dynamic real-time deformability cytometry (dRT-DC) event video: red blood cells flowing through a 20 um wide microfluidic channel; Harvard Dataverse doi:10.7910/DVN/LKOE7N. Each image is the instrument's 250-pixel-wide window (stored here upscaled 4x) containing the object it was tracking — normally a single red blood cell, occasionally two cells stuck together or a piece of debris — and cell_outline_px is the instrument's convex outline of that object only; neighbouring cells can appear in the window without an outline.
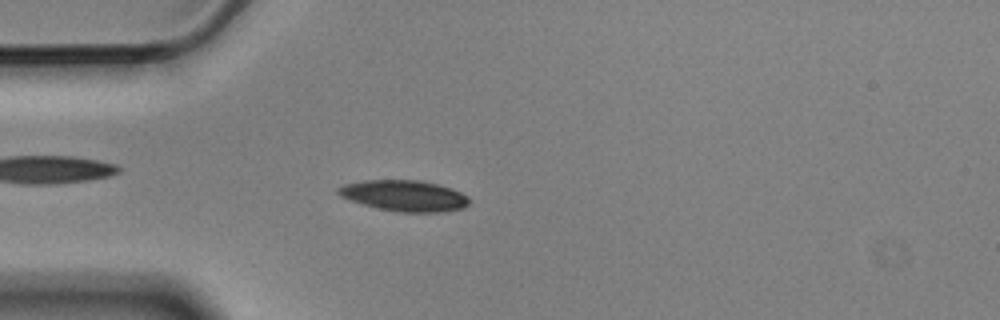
{"species": "Egyptian fruit bat (a non-hibernating species)", "species_latin": "Rousettus aegyptiacus", "temperature_condition": "cold", "stored_images_in_passage": 4, "camera_frame_rate_fps": 3000, "um_per_image_px": 0.085, "animal": {"sex": "male"}, "frame": {"image": 1, "passage_image": 4, "time_ms": 1.0, "image_size_px": [1000, 320], "cell_outline_px": [[472, 200], [464, 208], [440, 212], [400, 212], [380, 208], [364, 204], [340, 196], [336, 192], [336, 188], [344, 184], [364, 180], [420, 180], [452, 188], [468, 196]], "centroid_in_image_um": [34.39, 16.63], "position_along_channel_um": 50.6, "area_um2": 23.58}}